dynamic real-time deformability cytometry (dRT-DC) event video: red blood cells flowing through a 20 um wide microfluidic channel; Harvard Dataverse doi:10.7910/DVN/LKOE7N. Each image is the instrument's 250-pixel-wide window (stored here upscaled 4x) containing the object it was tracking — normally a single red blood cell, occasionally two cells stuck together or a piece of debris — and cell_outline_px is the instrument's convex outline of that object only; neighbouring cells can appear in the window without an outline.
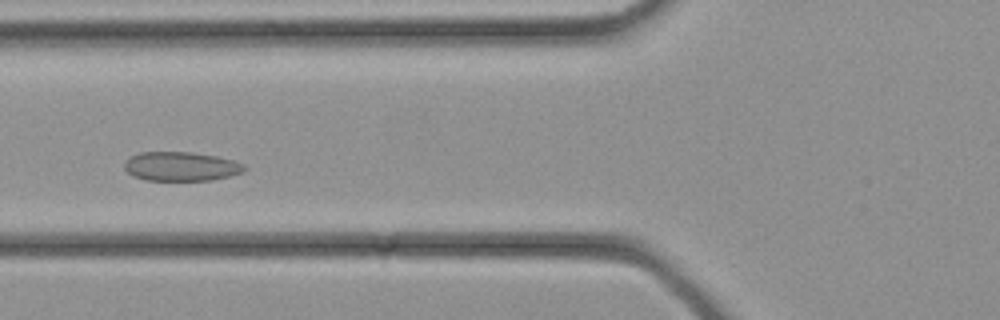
{"species": "common noctule bat (a hibernating species)", "species_latin": "Nyctalus noctula", "temperature_condition": "cold", "stored_images_in_passage": 31, "camera_frame_rate_fps": 3000, "um_per_image_px": 0.085, "animal": {"sex": "female", "body_mass_g": 21.9}, "frame": {"image": 1, "passage_image": 10, "time_ms": 3.0, "image_size_px": [1000, 320], "cell_outline_px": [[248, 168], [244, 172], [212, 180], [144, 180], [132, 176], [124, 168], [124, 164], [132, 156], [140, 152], [192, 152], [216, 156], [232, 160], [244, 164]], "centroid_in_image_um": [15.41, 14.15], "position_along_channel_um": 110.4, "area_um2": 20.35}}
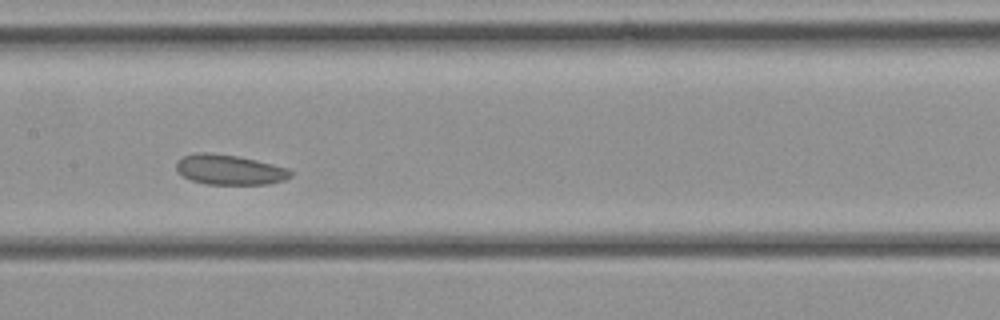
{"frame": {"image": 2, "passage_image": 14, "time_ms": 4.333, "image_size_px": [1000, 320], "cell_outline_px": [[292, 176], [284, 180], [268, 184], [204, 184], [192, 180], [184, 176], [176, 168], [176, 160], [184, 156], [196, 152], [212, 152], [236, 156], [256, 160], [288, 168], [292, 172]], "centroid_in_image_um": [19.5, 14.42], "position_along_channel_um": 187.9, "area_um2": 20.0}}
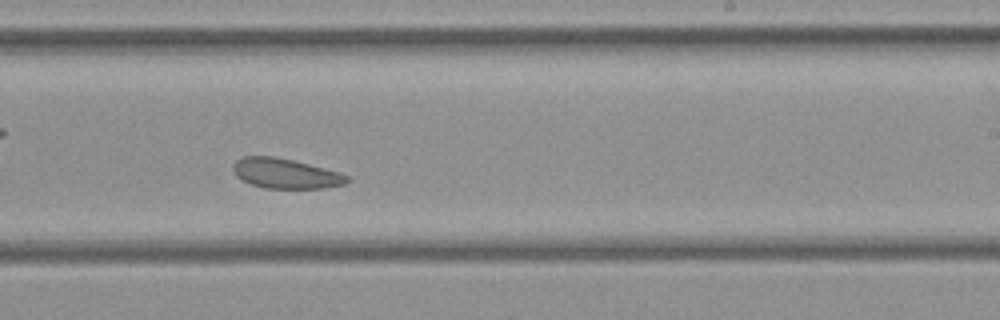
{"frame": {"image": 3, "passage_image": 18, "time_ms": 5.667, "image_size_px": [1000, 320], "cell_outline_px": [[352, 180], [344, 184], [324, 188], [264, 188], [252, 184], [236, 176], [232, 168], [232, 164], [236, 160], [244, 156], [272, 156], [292, 160], [340, 172], [348, 176]], "centroid_in_image_um": [24.28, 14.74], "position_along_channel_um": 264.7, "area_um2": 19.83}}